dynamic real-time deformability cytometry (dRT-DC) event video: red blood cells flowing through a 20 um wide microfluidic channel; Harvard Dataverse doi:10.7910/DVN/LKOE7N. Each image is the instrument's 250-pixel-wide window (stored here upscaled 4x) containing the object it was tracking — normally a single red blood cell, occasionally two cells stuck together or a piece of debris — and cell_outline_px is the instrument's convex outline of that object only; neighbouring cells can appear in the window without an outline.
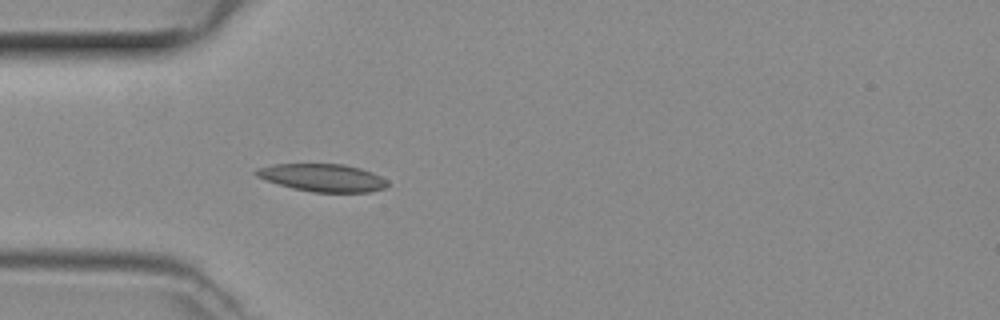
{"species": "common noctule bat (a hibernating species)", "species_latin": "Nyctalus noctula", "temperature_condition": "room temperature", "stored_images_in_passage": 40, "camera_frame_rate_fps": 3000, "um_per_image_px": 0.085, "animal": {"sex": "female", "body_mass_g": 29.2, "forearm_length_mm": 56.3}, "frame": {"image": 1, "passage_image": 6, "time_ms": 1.667, "image_size_px": [1000, 320], "cell_outline_px": [[388, 184], [384, 188], [368, 192], [312, 192], [292, 188], [256, 176], [252, 172], [256, 168], [272, 164], [344, 164], [360, 168], [372, 172], [388, 180]], "centroid_in_image_um": [27.41, 15.1], "position_along_channel_um": 57.6, "area_um2": 21.15}}
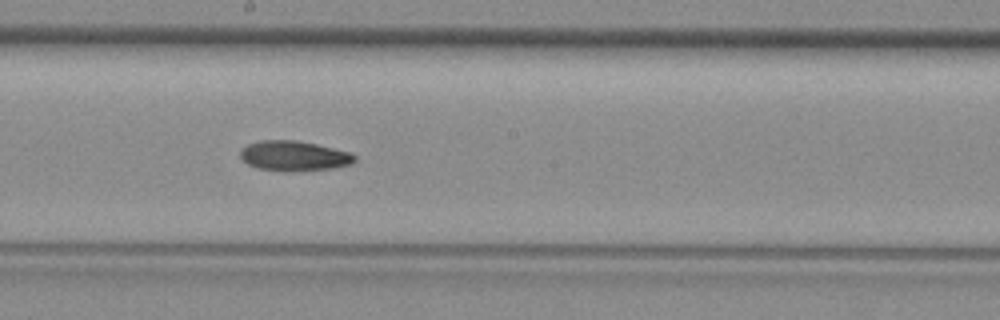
{"frame": {"image": 2, "passage_image": 18, "time_ms": 5.667, "image_size_px": [1000, 320], "cell_outline_px": [[356, 160], [352, 164], [332, 168], [292, 172], [284, 172], [256, 168], [248, 164], [240, 156], [240, 148], [248, 144], [260, 140], [296, 140], [316, 144], [352, 152], [356, 156]], "centroid_in_image_um": [24.99, 13.26], "position_along_channel_um": 223.2, "area_um2": 20.35}}
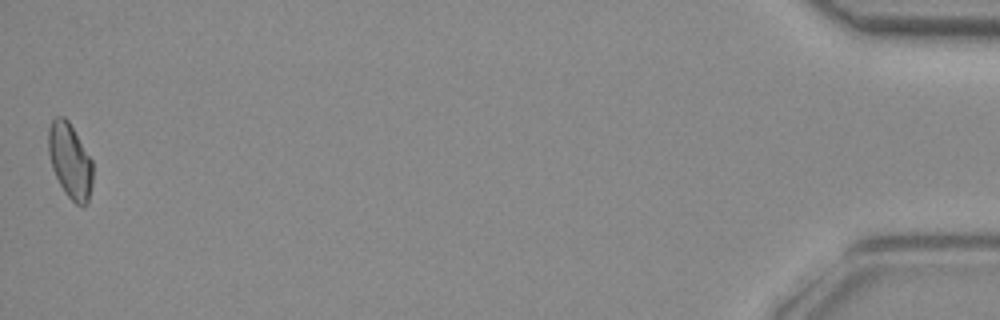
{"frame": {"image": 3, "passage_image": 40, "time_ms": 13.0, "image_size_px": [1000, 320], "cell_outline_px": [[92, 184], [88, 204], [76, 204], [64, 192], [52, 168], [48, 152], [48, 128], [52, 120], [56, 116], [64, 116], [68, 120], [92, 160]], "centroid_in_image_um": [5.94, 13.65], "position_along_channel_um": 429.3, "area_um2": 19.31}}